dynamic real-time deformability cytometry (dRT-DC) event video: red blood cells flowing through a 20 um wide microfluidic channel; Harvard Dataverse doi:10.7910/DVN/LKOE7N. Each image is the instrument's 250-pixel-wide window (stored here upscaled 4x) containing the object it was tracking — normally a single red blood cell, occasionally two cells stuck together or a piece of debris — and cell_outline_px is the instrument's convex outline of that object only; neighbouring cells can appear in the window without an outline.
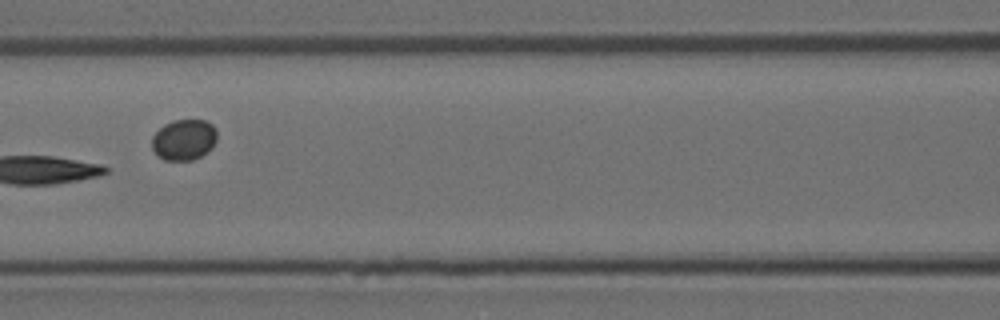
{"species": "Egyptian fruit bat (a non-hibernating species)", "species_latin": "Rousettus aegyptiacus", "temperature_condition": "room temperature", "stored_images_in_passage": 10, "camera_frame_rate_fps": 3000, "um_per_image_px": 0.085, "animal": {"sex": "female"}, "frame": {"image": 1, "passage_image": 7, "time_ms": 2.0, "image_size_px": [1000, 320], "cell_outline_px": [[216, 140], [200, 156], [192, 160], [164, 160], [156, 156], [152, 148], [152, 136], [164, 124], [172, 120], [204, 120], [212, 124], [216, 128]], "centroid_in_image_um": [15.59, 11.86], "position_along_channel_um": 151.0, "area_um2": 15.37}}
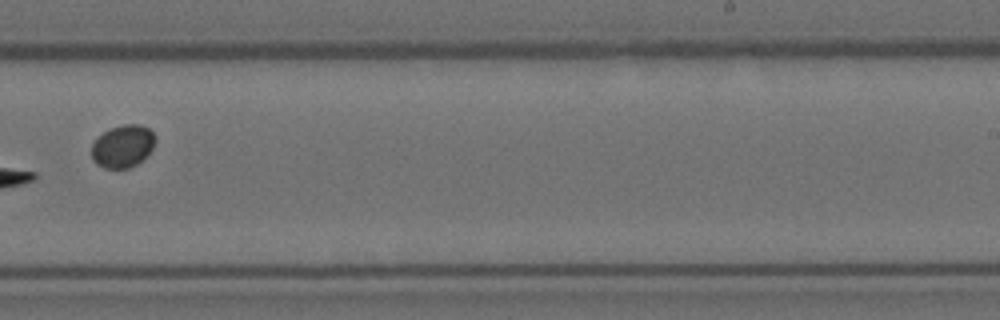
{"frame": {"image": 2, "passage_image": 10, "time_ms": 3.0, "image_size_px": [1000, 320], "cell_outline_px": [[156, 140], [152, 148], [136, 164], [128, 168], [104, 168], [96, 164], [92, 160], [92, 144], [104, 132], [112, 128], [124, 124], [140, 124], [148, 128], [156, 136]], "centroid_in_image_um": [10.43, 12.42], "position_along_channel_um": 278.6, "area_um2": 15.55}}